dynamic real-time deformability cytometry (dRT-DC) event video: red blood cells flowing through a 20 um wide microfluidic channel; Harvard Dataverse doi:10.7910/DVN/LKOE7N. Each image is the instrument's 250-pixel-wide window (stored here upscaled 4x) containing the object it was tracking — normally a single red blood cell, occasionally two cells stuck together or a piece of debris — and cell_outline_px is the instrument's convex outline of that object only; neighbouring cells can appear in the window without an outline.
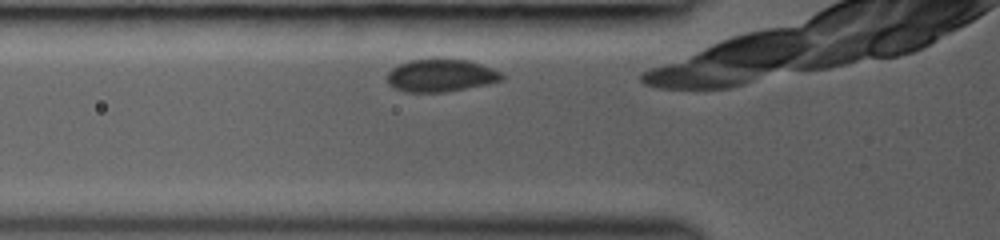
{"species": "common noctule bat (a hibernating species)", "species_latin": "Nyctalus noctula", "temperature_condition": "room temperature", "stored_images_in_passage": 7, "camera_frame_rate_fps": 3000, "um_per_image_px": 0.085, "animal": {"sex": "female", "body_mass_g": 19.0, "forearm_length_mm": 53.3}, "frame": {"image": 1, "passage_image": 2, "time_ms": 0.667, "image_size_px": [1000, 240], "cell_outline_px": [[504, 80], [488, 84], [444, 92], [404, 92], [392, 88], [388, 84], [388, 72], [392, 68], [400, 64], [412, 60], [468, 60], [492, 68], [500, 72], [504, 76]], "centroid_in_image_um": [37.47, 6.44], "position_along_channel_um": 88.3, "area_um2": 21.56}}
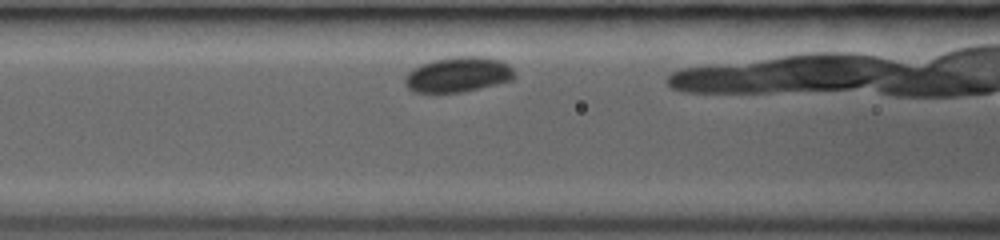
{"frame": {"image": 2, "passage_image": 4, "time_ms": 1.667, "image_size_px": [1000, 240], "cell_outline_px": [[516, 76], [512, 80], [480, 88], [460, 92], [416, 92], [408, 88], [404, 80], [404, 76], [412, 68], [432, 60], [452, 56], [484, 56], [500, 60], [508, 64], [516, 72]], "centroid_in_image_um": [38.96, 6.32], "position_along_channel_um": 127.6, "area_um2": 22.6}}